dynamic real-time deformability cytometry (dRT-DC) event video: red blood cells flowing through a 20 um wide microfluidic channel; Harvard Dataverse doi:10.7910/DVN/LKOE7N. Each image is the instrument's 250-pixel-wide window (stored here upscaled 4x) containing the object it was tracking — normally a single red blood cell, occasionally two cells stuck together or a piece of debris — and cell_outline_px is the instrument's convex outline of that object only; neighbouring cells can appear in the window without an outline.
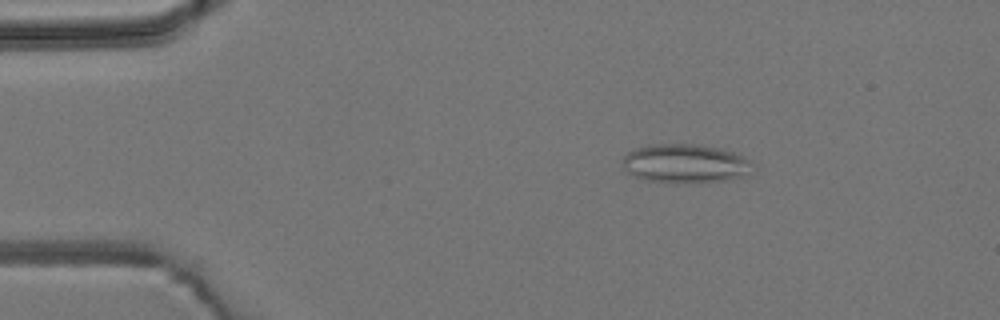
{"species": "common noctule bat (a hibernating species)", "species_latin": "Nyctalus noctula", "temperature_condition": "room temperature", "stored_images_in_passage": 4, "camera_frame_rate_fps": 3000, "um_per_image_px": 0.085, "animal": {"sex": "male", "body_mass_g": 19.2, "forearm_length_mm": 51.8}, "frame": {"image": 1, "passage_image": 3, "time_ms": 2.333, "image_size_px": [1000, 320], "cell_outline_px": [[756, 164], [748, 176], [732, 180], [676, 184], [668, 184], [644, 180], [628, 172], [624, 168], [624, 156], [628, 152], [636, 148], [648, 144], [692, 144], [720, 148], [732, 152], [752, 160]], "centroid_in_image_um": [58.31, 13.93], "position_along_channel_um": 26.7, "area_um2": 30.17}}